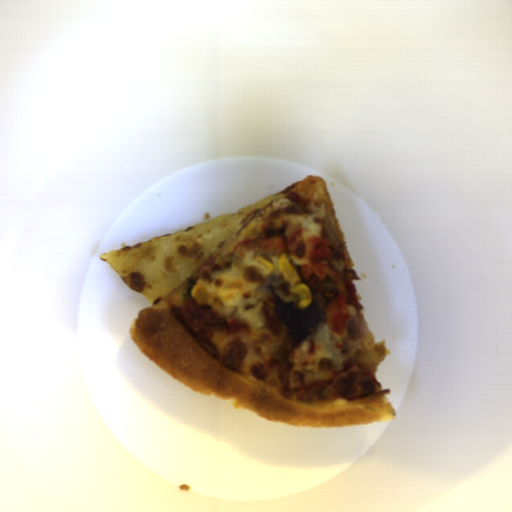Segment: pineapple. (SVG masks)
<instances>
[{"mask_svg":"<svg viewBox=\"0 0 512 512\" xmlns=\"http://www.w3.org/2000/svg\"><path fill=\"white\" fill-rule=\"evenodd\" d=\"M385 343V340L376 343L373 333L368 330V336L357 350L360 360L366 364L373 373L377 371L378 365L384 358L390 355L389 349L384 346Z\"/></svg>","mask_w":512,"mask_h":512,"instance_id":"1","label":"pineapple"}]
</instances>
